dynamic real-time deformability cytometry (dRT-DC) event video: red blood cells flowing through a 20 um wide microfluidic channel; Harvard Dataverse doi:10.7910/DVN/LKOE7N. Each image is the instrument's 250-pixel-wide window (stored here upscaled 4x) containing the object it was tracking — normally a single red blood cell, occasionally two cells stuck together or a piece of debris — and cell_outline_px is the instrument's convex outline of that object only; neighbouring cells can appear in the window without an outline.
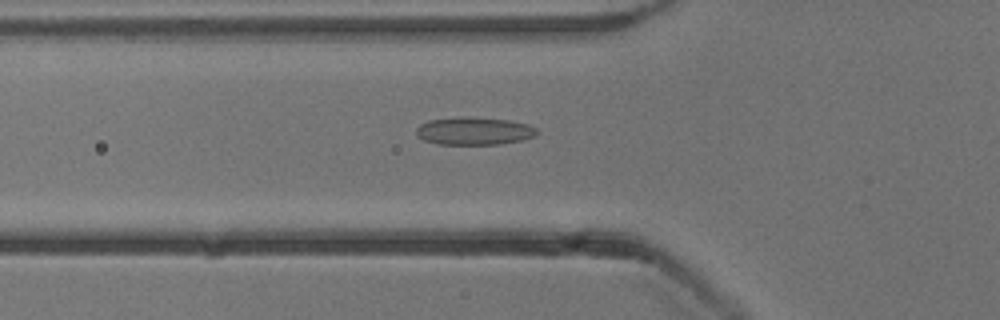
{"species": "common noctule bat (a hibernating species)", "species_latin": "Nyctalus noctula", "temperature_condition": "cold", "stored_images_in_passage": 52, "camera_frame_rate_fps": 3000, "um_per_image_px": 0.085, "animal": {"sex": "male", "body_mass_g": 13.3}, "frame": {"image": 1, "passage_image": 17, "time_ms": 5.333, "image_size_px": [1000, 320], "cell_outline_px": [[536, 136], [520, 140], [500, 144], [436, 144], [424, 140], [416, 132], [416, 128], [420, 124], [428, 120], [460, 116], [464, 116], [508, 120], [528, 124], [536, 128]], "centroid_in_image_um": [40.28, 11.12], "position_along_channel_um": 85.5, "area_um2": 19.48}}
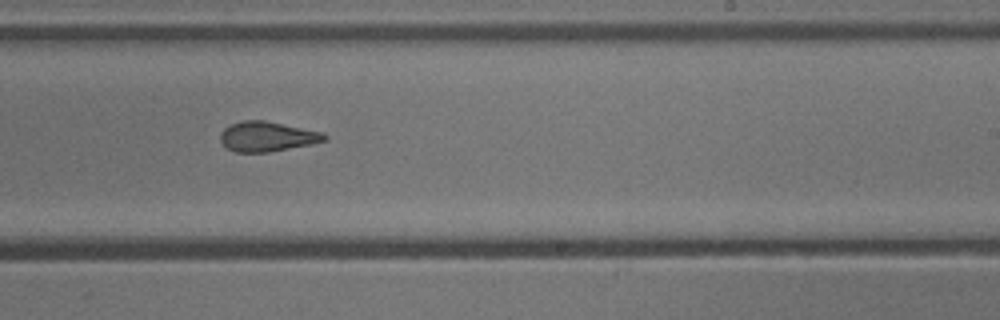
{"frame": {"image": 2, "passage_image": 31, "time_ms": 10.0, "image_size_px": [1000, 320], "cell_outline_px": [[328, 140], [312, 144], [268, 152], [236, 152], [228, 148], [220, 140], [220, 132], [224, 128], [232, 124], [244, 120], [264, 120], [320, 132], [328, 136]], "centroid_in_image_um": [22.7, 11.61], "position_along_channel_um": 266.3, "area_um2": 17.92}}
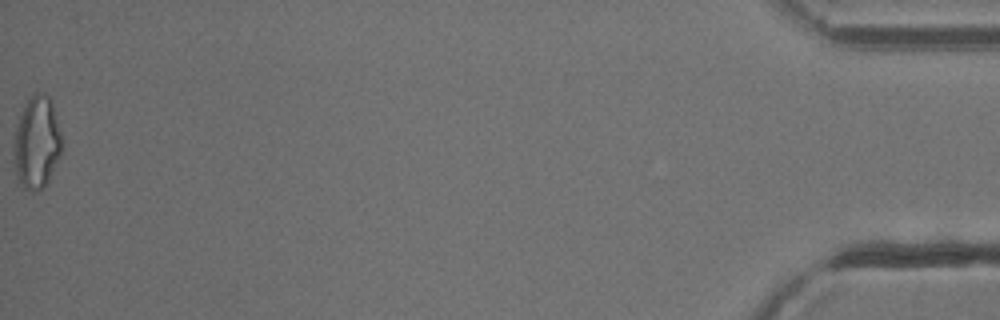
{"frame": {"image": 3, "passage_image": 52, "time_ms": 17.0, "image_size_px": [1000, 320], "cell_outline_px": [[64, 148], [44, 188], [36, 192], [32, 192], [24, 188], [20, 184], [16, 176], [16, 124], [24, 104], [32, 92], [44, 92], [52, 100]], "centroid_in_image_um": [3.17, 12.09], "position_along_channel_um": 432.0, "area_um2": 25.84}, "authors_computed_cell_mechanics": {"area_um2": 19.9121, "velocity_mm_per_s": 3.8535, "shape_relaxation_time_tau1_ms": null, "shape_relaxation_time_tau2_ms": 2.3909, "deformation_change_tau1": null, "deformation_change_tau2": 0.1115}}